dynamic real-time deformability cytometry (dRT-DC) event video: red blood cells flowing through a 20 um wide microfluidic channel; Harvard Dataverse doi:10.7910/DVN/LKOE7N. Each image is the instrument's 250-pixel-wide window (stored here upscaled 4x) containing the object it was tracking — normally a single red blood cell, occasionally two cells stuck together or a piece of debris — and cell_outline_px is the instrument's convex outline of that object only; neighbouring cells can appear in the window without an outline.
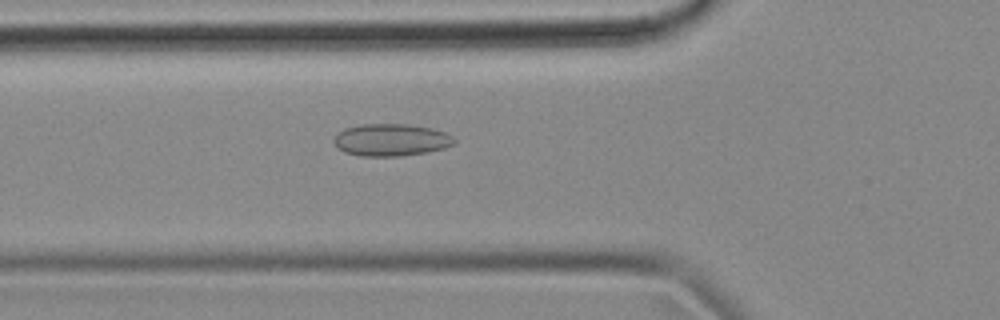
{"species": "common noctule bat (a hibernating species)", "species_latin": "Nyctalus noctula", "temperature_condition": "cold", "stored_images_in_passage": 53, "camera_frame_rate_fps": 3000, "um_per_image_px": 0.085, "animal": {"sex": "female", "body_mass_g": 18.4}, "frame": {"image": 1, "passage_image": 18, "time_ms": 5.667, "image_size_px": [1000, 320], "cell_outline_px": [[456, 144], [444, 148], [428, 152], [400, 156], [360, 156], [344, 152], [336, 148], [332, 140], [344, 128], [364, 124], [408, 124], [432, 128], [444, 132], [452, 136], [456, 140]], "centroid_in_image_um": [33.24, 11.9], "position_along_channel_um": 92.6, "area_um2": 22.77}}
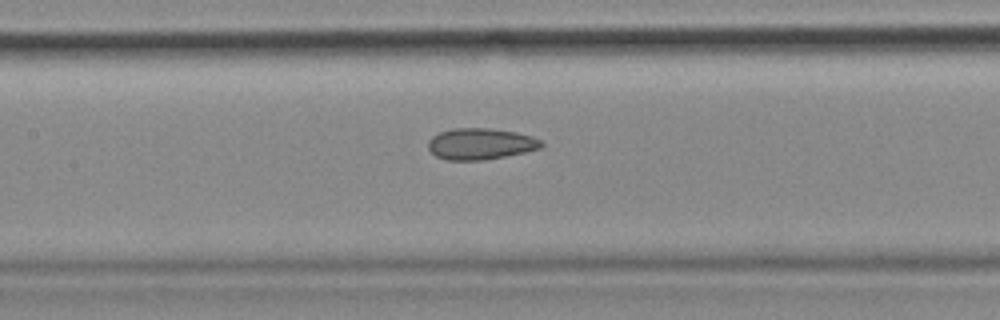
{"frame": {"image": 2, "passage_image": 24, "time_ms": 7.667, "image_size_px": [1000, 320], "cell_outline_px": [[544, 144], [540, 148], [524, 152], [484, 160], [444, 160], [436, 156], [428, 148], [428, 140], [432, 136], [440, 132], [452, 128], [492, 128], [516, 132], [532, 136], [544, 140]], "centroid_in_image_um": [40.85, 12.22], "position_along_channel_um": 166.6, "area_um2": 20.81}}
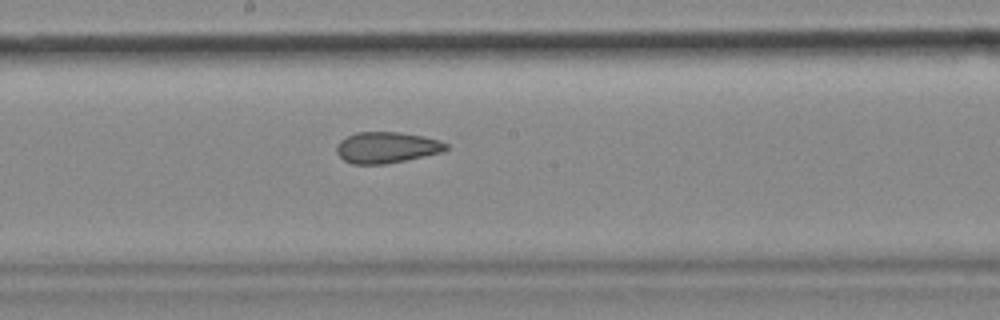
{"frame": {"image": 3, "passage_image": 28, "time_ms": 9.0, "image_size_px": [1000, 320], "cell_outline_px": [[448, 148], [440, 152], [404, 160], [384, 164], [352, 164], [344, 160], [336, 152], [336, 148], [340, 140], [356, 132], [400, 132], [424, 136], [440, 140], [448, 144]], "centroid_in_image_um": [32.85, 12.52], "position_along_channel_um": 215.4, "area_um2": 19.71}, "authors_computed_cell_mechanics": {"area_um2": 20.9236, "velocity_mm_per_s": 3.6869, "shape_relaxation_time_tau1_ms": null, "shape_relaxation_time_tau2_ms": 2.459, "deformation_change_tau1": null, "deformation_change_tau2": 0.0826}}